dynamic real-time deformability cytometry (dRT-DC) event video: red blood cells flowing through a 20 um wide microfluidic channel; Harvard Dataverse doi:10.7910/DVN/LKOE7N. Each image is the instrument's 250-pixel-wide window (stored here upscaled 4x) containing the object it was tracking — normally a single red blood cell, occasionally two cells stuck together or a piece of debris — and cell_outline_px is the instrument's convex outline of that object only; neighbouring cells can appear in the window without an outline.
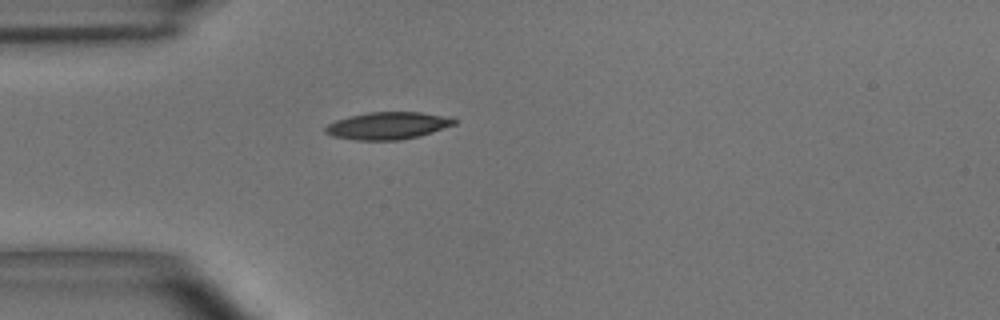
{"species": "common noctule bat (a hibernating species)", "species_latin": "Nyctalus noctula", "temperature_condition": "room temperature", "stored_images_in_passage": 40, "camera_frame_rate_fps": 3000, "um_per_image_px": 0.085, "animal": {"sex": "male", "body_mass_g": 15.6}, "frame": {"image": 1, "passage_image": 1, "time_ms": 0.0, "image_size_px": [1000, 320], "cell_outline_px": [[456, 124], [420, 136], [400, 140], [356, 140], [332, 136], [324, 132], [324, 128], [328, 124], [336, 120], [348, 116], [368, 112], [420, 112], [440, 116], [456, 120]], "centroid_in_image_um": [32.9, 10.69], "position_along_channel_um": 52.1, "area_um2": 20.35}}
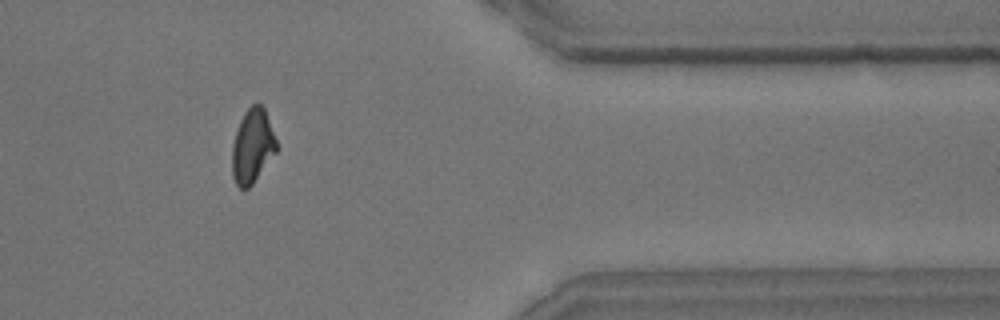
{"frame": {"image": 2, "passage_image": 31, "time_ms": 10.0, "image_size_px": [1000, 320], "cell_outline_px": [[280, 148], [252, 184], [248, 188], [240, 188], [236, 184], [232, 176], [232, 144], [240, 120], [244, 112], [252, 104], [260, 104], [264, 108]], "centroid_in_image_um": [21.47, 12.42], "position_along_channel_um": 389.9, "area_um2": 19.31}}
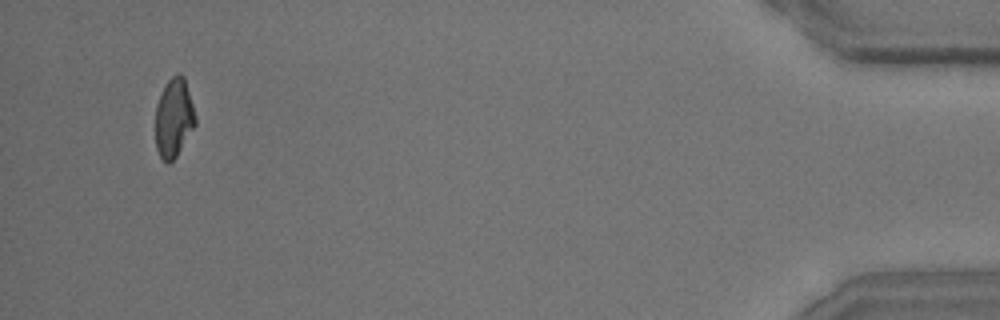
{"frame": {"image": 3, "passage_image": 38, "time_ms": 12.333, "image_size_px": [1000, 320], "cell_outline_px": [[196, 124], [176, 156], [168, 164], [160, 156], [156, 148], [156, 104], [168, 80], [176, 72], [180, 72], [184, 76], [196, 116]], "centroid_in_image_um": [14.78, 9.99], "position_along_channel_um": 420.4, "area_um2": 18.21}, "authors_computed_cell_mechanics": {"area_um2": 19.4497, "velocity_mm_per_s": 3.665, "shape_relaxation_time_tau1_ms": 4.0459, "shape_relaxation_time_tau2_ms": 2.8648, "deformation_change_tau1": 0.1647, "deformation_change_tau2": 0.0853}}